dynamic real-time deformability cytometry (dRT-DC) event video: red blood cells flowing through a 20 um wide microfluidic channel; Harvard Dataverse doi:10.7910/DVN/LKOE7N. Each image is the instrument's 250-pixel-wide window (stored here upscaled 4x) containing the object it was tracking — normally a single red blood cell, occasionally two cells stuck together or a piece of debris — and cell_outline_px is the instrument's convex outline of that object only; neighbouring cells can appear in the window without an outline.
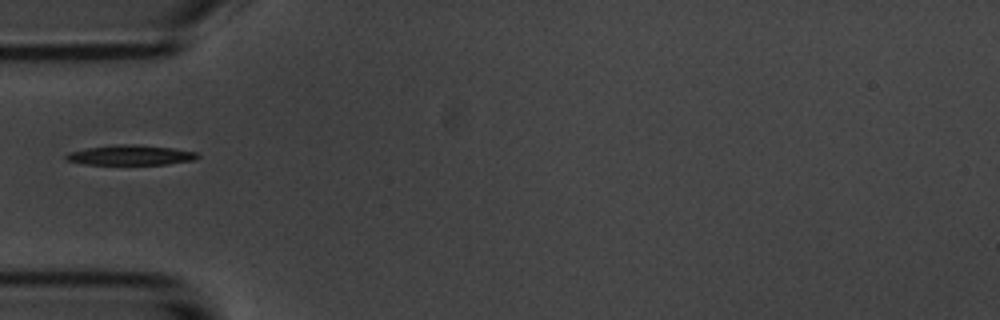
{"species": "common noctule bat (a hibernating species)", "species_latin": "Nyctalus noctula", "temperature_condition": "room temperature", "stored_images_in_passage": 38, "camera_frame_rate_fps": 3000, "um_per_image_px": 0.085, "animal": {"sex": "male", "body_mass_g": 20.1, "forearm_length_mm": 53.5}, "frame": {"image": 1, "passage_image": 1, "time_ms": 0.0, "image_size_px": [1000, 320], "cell_outline_px": [[200, 156], [192, 160], [168, 164], [84, 164], [68, 160], [64, 156], [68, 152], [88, 148], [124, 144], [136, 144], [172, 148], [196, 152]], "centroid_in_image_um": [11.1, 13.18], "position_along_channel_um": 73.9, "area_um2": 15.03}}
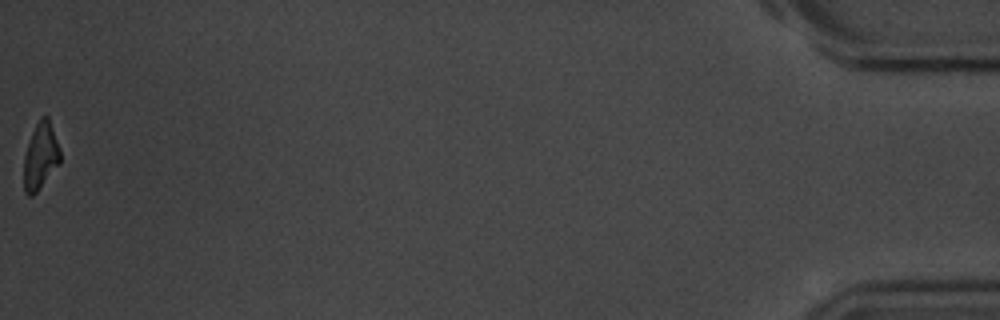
{"frame": {"image": 2, "passage_image": 38, "time_ms": 12.333, "image_size_px": [1000, 320], "cell_outline_px": [[60, 164], [36, 192], [32, 196], [28, 196], [24, 192], [24, 156], [32, 132], [40, 116], [48, 116], [60, 148]], "centroid_in_image_um": [3.45, 13.27], "position_along_channel_um": 431.7, "area_um2": 14.1}}